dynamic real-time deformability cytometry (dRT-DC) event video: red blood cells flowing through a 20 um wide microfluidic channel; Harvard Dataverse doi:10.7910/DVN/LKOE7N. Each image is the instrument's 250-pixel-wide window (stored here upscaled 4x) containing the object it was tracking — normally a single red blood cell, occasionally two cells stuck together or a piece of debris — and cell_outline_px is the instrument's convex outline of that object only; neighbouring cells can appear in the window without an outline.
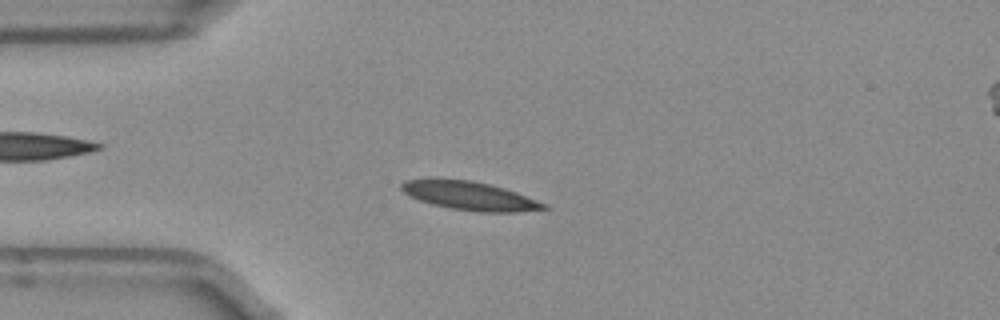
{"species": "Egyptian fruit bat (a non-hibernating species)", "species_latin": "Rousettus aegyptiacus", "temperature_condition": "room temperature", "stored_images_in_passage": 39, "camera_frame_rate_fps": 3000, "um_per_image_px": 0.085, "frame": {"image": 1, "passage_image": 1, "time_ms": 0.0, "image_size_px": [1000, 320], "cell_outline_px": [[552, 208], [516, 212], [476, 212], [448, 208], [432, 204], [408, 196], [400, 188], [400, 184], [404, 180], [472, 180], [492, 184], [516, 192], [548, 204]], "centroid_in_image_um": [39.98, 16.67], "position_along_channel_um": 45.0, "area_um2": 23.64}}
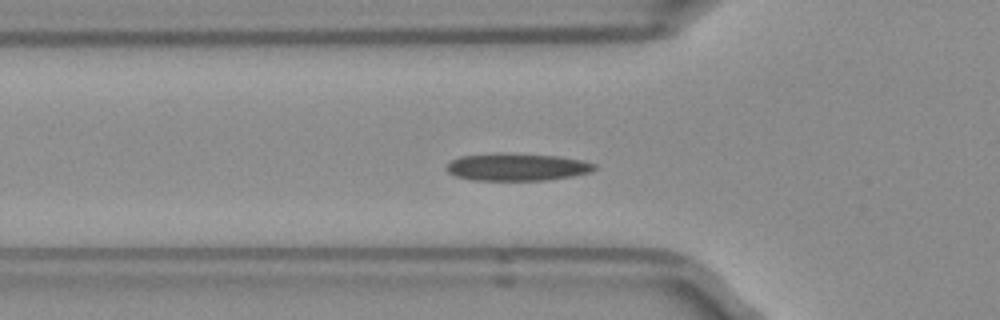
{"frame": {"image": 2, "passage_image": 5, "time_ms": 1.333, "image_size_px": [1000, 320], "cell_outline_px": [[596, 168], [592, 172], [572, 176], [544, 180], [472, 180], [456, 176], [448, 172], [444, 168], [452, 160], [460, 156], [496, 152], [504, 152], [556, 156], [580, 160], [596, 164]], "centroid_in_image_um": [43.91, 14.18], "position_along_channel_um": 81.9, "area_um2": 23.81}}
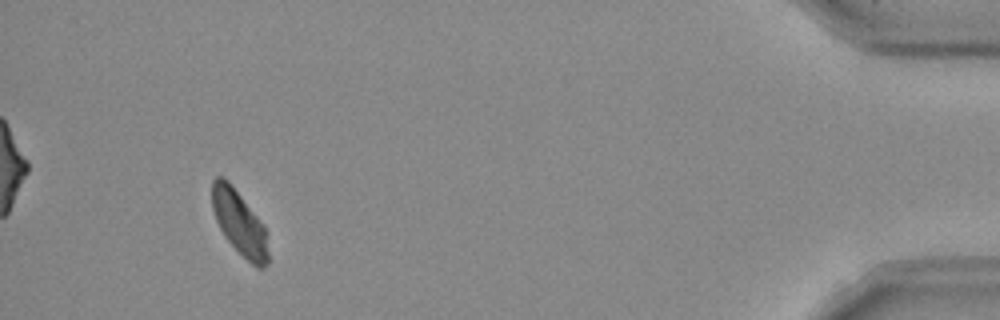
{"frame": {"image": 3, "passage_image": 36, "time_ms": 11.667, "image_size_px": [1000, 320], "cell_outline_px": [[268, 264], [264, 268], [256, 268], [224, 236], [216, 220], [212, 208], [212, 180], [216, 176], [224, 176], [228, 180], [264, 224], [268, 252]], "centroid_in_image_um": [20.34, 18.91], "position_along_channel_um": 414.9, "area_um2": 20.92}, "authors_computed_cell_mechanics": {"area_um2": 22.5998, "velocity_mm_per_s": 3.9207, "shape_relaxation_time_tau1_ms": 4.1264, "shape_relaxation_time_tau2_ms": 3.8979, "deformation_change_tau1": 0.1249, "deformation_change_tau2": 0.0828}}